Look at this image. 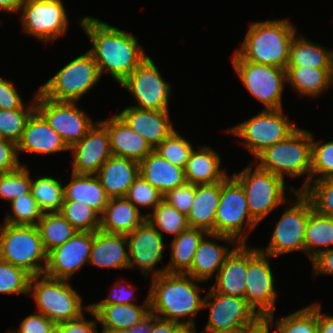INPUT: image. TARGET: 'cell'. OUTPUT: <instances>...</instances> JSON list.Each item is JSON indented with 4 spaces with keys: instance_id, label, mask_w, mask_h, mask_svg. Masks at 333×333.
Here are the masks:
<instances>
[{
    "instance_id": "cell-1",
    "label": "cell",
    "mask_w": 333,
    "mask_h": 333,
    "mask_svg": "<svg viewBox=\"0 0 333 333\" xmlns=\"http://www.w3.org/2000/svg\"><path fill=\"white\" fill-rule=\"evenodd\" d=\"M91 41L88 52L97 63L100 75L106 71L117 84H121L149 55L138 38L116 26L92 16L79 21Z\"/></svg>"
},
{
    "instance_id": "cell-2",
    "label": "cell",
    "mask_w": 333,
    "mask_h": 333,
    "mask_svg": "<svg viewBox=\"0 0 333 333\" xmlns=\"http://www.w3.org/2000/svg\"><path fill=\"white\" fill-rule=\"evenodd\" d=\"M200 282L181 273L154 276L148 291L150 312L180 325L195 324V316L203 310L205 299L200 295L204 290L200 288Z\"/></svg>"
},
{
    "instance_id": "cell-3",
    "label": "cell",
    "mask_w": 333,
    "mask_h": 333,
    "mask_svg": "<svg viewBox=\"0 0 333 333\" xmlns=\"http://www.w3.org/2000/svg\"><path fill=\"white\" fill-rule=\"evenodd\" d=\"M293 25L290 19L254 21L235 52L245 61L286 69L297 31Z\"/></svg>"
},
{
    "instance_id": "cell-4",
    "label": "cell",
    "mask_w": 333,
    "mask_h": 333,
    "mask_svg": "<svg viewBox=\"0 0 333 333\" xmlns=\"http://www.w3.org/2000/svg\"><path fill=\"white\" fill-rule=\"evenodd\" d=\"M311 153L312 133L298 127L286 139L261 152L253 163L284 181L286 176L294 179L306 175L300 189L297 188V192H302L311 181Z\"/></svg>"
},
{
    "instance_id": "cell-5",
    "label": "cell",
    "mask_w": 333,
    "mask_h": 333,
    "mask_svg": "<svg viewBox=\"0 0 333 333\" xmlns=\"http://www.w3.org/2000/svg\"><path fill=\"white\" fill-rule=\"evenodd\" d=\"M254 165L253 161H250L245 169L232 176L241 184L250 216L258 224L274 209L289 200L287 190L294 194L297 189L288 186L275 174Z\"/></svg>"
},
{
    "instance_id": "cell-6",
    "label": "cell",
    "mask_w": 333,
    "mask_h": 333,
    "mask_svg": "<svg viewBox=\"0 0 333 333\" xmlns=\"http://www.w3.org/2000/svg\"><path fill=\"white\" fill-rule=\"evenodd\" d=\"M78 293L68 280L54 279L44 274L30 278L29 295L34 298L38 313L54 324L79 318L90 308V304L86 307L82 305V296Z\"/></svg>"
},
{
    "instance_id": "cell-7",
    "label": "cell",
    "mask_w": 333,
    "mask_h": 333,
    "mask_svg": "<svg viewBox=\"0 0 333 333\" xmlns=\"http://www.w3.org/2000/svg\"><path fill=\"white\" fill-rule=\"evenodd\" d=\"M0 259L24 269L31 276L44 274L47 252L37 226H0Z\"/></svg>"
},
{
    "instance_id": "cell-8",
    "label": "cell",
    "mask_w": 333,
    "mask_h": 333,
    "mask_svg": "<svg viewBox=\"0 0 333 333\" xmlns=\"http://www.w3.org/2000/svg\"><path fill=\"white\" fill-rule=\"evenodd\" d=\"M101 78L97 63L87 51L64 65L38 90L51 100L78 102Z\"/></svg>"
},
{
    "instance_id": "cell-9",
    "label": "cell",
    "mask_w": 333,
    "mask_h": 333,
    "mask_svg": "<svg viewBox=\"0 0 333 333\" xmlns=\"http://www.w3.org/2000/svg\"><path fill=\"white\" fill-rule=\"evenodd\" d=\"M284 109L261 110L251 118L227 129L240 137L241 144L256 158L261 152L292 134L298 126L290 122Z\"/></svg>"
},
{
    "instance_id": "cell-10",
    "label": "cell",
    "mask_w": 333,
    "mask_h": 333,
    "mask_svg": "<svg viewBox=\"0 0 333 333\" xmlns=\"http://www.w3.org/2000/svg\"><path fill=\"white\" fill-rule=\"evenodd\" d=\"M257 225L250 216L246 195L241 184L233 176L228 175L221 181V195L214 221V234L231 237L238 244H247L249 231Z\"/></svg>"
},
{
    "instance_id": "cell-11",
    "label": "cell",
    "mask_w": 333,
    "mask_h": 333,
    "mask_svg": "<svg viewBox=\"0 0 333 333\" xmlns=\"http://www.w3.org/2000/svg\"><path fill=\"white\" fill-rule=\"evenodd\" d=\"M231 62L244 87L264 105L263 110L283 108V89L287 84L286 69L245 61L235 51Z\"/></svg>"
},
{
    "instance_id": "cell-12",
    "label": "cell",
    "mask_w": 333,
    "mask_h": 333,
    "mask_svg": "<svg viewBox=\"0 0 333 333\" xmlns=\"http://www.w3.org/2000/svg\"><path fill=\"white\" fill-rule=\"evenodd\" d=\"M295 200H289L293 206L286 208L276 222L270 243L264 249L259 250L272 257H278L282 254L300 251L304 252V238L307 220L310 212L313 210L310 200L302 193L295 192Z\"/></svg>"
},
{
    "instance_id": "cell-13",
    "label": "cell",
    "mask_w": 333,
    "mask_h": 333,
    "mask_svg": "<svg viewBox=\"0 0 333 333\" xmlns=\"http://www.w3.org/2000/svg\"><path fill=\"white\" fill-rule=\"evenodd\" d=\"M62 0H23L20 21L27 36L51 43L68 32L69 18Z\"/></svg>"
},
{
    "instance_id": "cell-14",
    "label": "cell",
    "mask_w": 333,
    "mask_h": 333,
    "mask_svg": "<svg viewBox=\"0 0 333 333\" xmlns=\"http://www.w3.org/2000/svg\"><path fill=\"white\" fill-rule=\"evenodd\" d=\"M77 104L78 102L51 100L39 90L36 92V110L69 148L79 142L98 122H93Z\"/></svg>"
},
{
    "instance_id": "cell-15",
    "label": "cell",
    "mask_w": 333,
    "mask_h": 333,
    "mask_svg": "<svg viewBox=\"0 0 333 333\" xmlns=\"http://www.w3.org/2000/svg\"><path fill=\"white\" fill-rule=\"evenodd\" d=\"M273 258L256 247L247 246L246 292L247 304L259 316L273 314L278 293L268 259Z\"/></svg>"
},
{
    "instance_id": "cell-16",
    "label": "cell",
    "mask_w": 333,
    "mask_h": 333,
    "mask_svg": "<svg viewBox=\"0 0 333 333\" xmlns=\"http://www.w3.org/2000/svg\"><path fill=\"white\" fill-rule=\"evenodd\" d=\"M119 85L134 97L136 105H131V107L146 110H169L172 87L164 80L150 56Z\"/></svg>"
},
{
    "instance_id": "cell-17",
    "label": "cell",
    "mask_w": 333,
    "mask_h": 333,
    "mask_svg": "<svg viewBox=\"0 0 333 333\" xmlns=\"http://www.w3.org/2000/svg\"><path fill=\"white\" fill-rule=\"evenodd\" d=\"M204 297L203 309H209V317L201 333L238 332L258 316L245 298L220 294L211 287Z\"/></svg>"
},
{
    "instance_id": "cell-18",
    "label": "cell",
    "mask_w": 333,
    "mask_h": 333,
    "mask_svg": "<svg viewBox=\"0 0 333 333\" xmlns=\"http://www.w3.org/2000/svg\"><path fill=\"white\" fill-rule=\"evenodd\" d=\"M128 241L129 269L138 267L143 276L149 278L166 273V267L157 269L162 261L166 245L162 236L154 226L145 219L131 233L126 234ZM155 267V268H154Z\"/></svg>"
},
{
    "instance_id": "cell-19",
    "label": "cell",
    "mask_w": 333,
    "mask_h": 333,
    "mask_svg": "<svg viewBox=\"0 0 333 333\" xmlns=\"http://www.w3.org/2000/svg\"><path fill=\"white\" fill-rule=\"evenodd\" d=\"M93 232H77L62 245L47 253L44 275L68 280L89 263Z\"/></svg>"
},
{
    "instance_id": "cell-20",
    "label": "cell",
    "mask_w": 333,
    "mask_h": 333,
    "mask_svg": "<svg viewBox=\"0 0 333 333\" xmlns=\"http://www.w3.org/2000/svg\"><path fill=\"white\" fill-rule=\"evenodd\" d=\"M72 173L95 175L112 156L107 129L98 121L91 130L70 148Z\"/></svg>"
},
{
    "instance_id": "cell-21",
    "label": "cell",
    "mask_w": 333,
    "mask_h": 333,
    "mask_svg": "<svg viewBox=\"0 0 333 333\" xmlns=\"http://www.w3.org/2000/svg\"><path fill=\"white\" fill-rule=\"evenodd\" d=\"M169 110H146L126 107L117 115L154 150L174 130Z\"/></svg>"
},
{
    "instance_id": "cell-22",
    "label": "cell",
    "mask_w": 333,
    "mask_h": 333,
    "mask_svg": "<svg viewBox=\"0 0 333 333\" xmlns=\"http://www.w3.org/2000/svg\"><path fill=\"white\" fill-rule=\"evenodd\" d=\"M224 241L232 246L238 243L231 237L208 233L199 243L194 254L191 268L185 273L196 280L207 282L218 271L225 262V259L233 251L229 245H221L217 241Z\"/></svg>"
},
{
    "instance_id": "cell-23",
    "label": "cell",
    "mask_w": 333,
    "mask_h": 333,
    "mask_svg": "<svg viewBox=\"0 0 333 333\" xmlns=\"http://www.w3.org/2000/svg\"><path fill=\"white\" fill-rule=\"evenodd\" d=\"M49 155L70 151L62 137L49 126L45 118L35 110L28 119L20 141L17 143V154L20 152Z\"/></svg>"
},
{
    "instance_id": "cell-24",
    "label": "cell",
    "mask_w": 333,
    "mask_h": 333,
    "mask_svg": "<svg viewBox=\"0 0 333 333\" xmlns=\"http://www.w3.org/2000/svg\"><path fill=\"white\" fill-rule=\"evenodd\" d=\"M107 269H129L128 241L125 234L93 232L89 263Z\"/></svg>"
},
{
    "instance_id": "cell-25",
    "label": "cell",
    "mask_w": 333,
    "mask_h": 333,
    "mask_svg": "<svg viewBox=\"0 0 333 333\" xmlns=\"http://www.w3.org/2000/svg\"><path fill=\"white\" fill-rule=\"evenodd\" d=\"M108 131L112 155H121L140 163L153 151L147 141L132 130L118 115L98 120Z\"/></svg>"
},
{
    "instance_id": "cell-26",
    "label": "cell",
    "mask_w": 333,
    "mask_h": 333,
    "mask_svg": "<svg viewBox=\"0 0 333 333\" xmlns=\"http://www.w3.org/2000/svg\"><path fill=\"white\" fill-rule=\"evenodd\" d=\"M95 175L109 198L125 197L139 176V163L125 156L112 155Z\"/></svg>"
},
{
    "instance_id": "cell-27",
    "label": "cell",
    "mask_w": 333,
    "mask_h": 333,
    "mask_svg": "<svg viewBox=\"0 0 333 333\" xmlns=\"http://www.w3.org/2000/svg\"><path fill=\"white\" fill-rule=\"evenodd\" d=\"M247 244H238L225 259L224 264L215 276V292L245 298L247 272Z\"/></svg>"
},
{
    "instance_id": "cell-28",
    "label": "cell",
    "mask_w": 333,
    "mask_h": 333,
    "mask_svg": "<svg viewBox=\"0 0 333 333\" xmlns=\"http://www.w3.org/2000/svg\"><path fill=\"white\" fill-rule=\"evenodd\" d=\"M139 174L163 196L186 183L184 168L173 165L155 150L139 163Z\"/></svg>"
},
{
    "instance_id": "cell-29",
    "label": "cell",
    "mask_w": 333,
    "mask_h": 333,
    "mask_svg": "<svg viewBox=\"0 0 333 333\" xmlns=\"http://www.w3.org/2000/svg\"><path fill=\"white\" fill-rule=\"evenodd\" d=\"M220 165L221 156L213 148L194 147L184 168L186 182L203 185L223 181L229 174Z\"/></svg>"
},
{
    "instance_id": "cell-30",
    "label": "cell",
    "mask_w": 333,
    "mask_h": 333,
    "mask_svg": "<svg viewBox=\"0 0 333 333\" xmlns=\"http://www.w3.org/2000/svg\"><path fill=\"white\" fill-rule=\"evenodd\" d=\"M95 311L99 324L103 329L125 332L150 313V300L147 295L145 302L139 304H90Z\"/></svg>"
},
{
    "instance_id": "cell-31",
    "label": "cell",
    "mask_w": 333,
    "mask_h": 333,
    "mask_svg": "<svg viewBox=\"0 0 333 333\" xmlns=\"http://www.w3.org/2000/svg\"><path fill=\"white\" fill-rule=\"evenodd\" d=\"M145 219L146 215L142 214L126 197L109 198L100 215V230L126 235Z\"/></svg>"
},
{
    "instance_id": "cell-32",
    "label": "cell",
    "mask_w": 333,
    "mask_h": 333,
    "mask_svg": "<svg viewBox=\"0 0 333 333\" xmlns=\"http://www.w3.org/2000/svg\"><path fill=\"white\" fill-rule=\"evenodd\" d=\"M221 195V181L195 185L192 208L187 215L189 227L214 234V221Z\"/></svg>"
},
{
    "instance_id": "cell-33",
    "label": "cell",
    "mask_w": 333,
    "mask_h": 333,
    "mask_svg": "<svg viewBox=\"0 0 333 333\" xmlns=\"http://www.w3.org/2000/svg\"><path fill=\"white\" fill-rule=\"evenodd\" d=\"M286 79L298 96L318 98L333 85V69L287 66Z\"/></svg>"
},
{
    "instance_id": "cell-34",
    "label": "cell",
    "mask_w": 333,
    "mask_h": 333,
    "mask_svg": "<svg viewBox=\"0 0 333 333\" xmlns=\"http://www.w3.org/2000/svg\"><path fill=\"white\" fill-rule=\"evenodd\" d=\"M71 180L64 185V200L82 202L102 214L109 197L96 175L71 174Z\"/></svg>"
},
{
    "instance_id": "cell-35",
    "label": "cell",
    "mask_w": 333,
    "mask_h": 333,
    "mask_svg": "<svg viewBox=\"0 0 333 333\" xmlns=\"http://www.w3.org/2000/svg\"><path fill=\"white\" fill-rule=\"evenodd\" d=\"M287 66L333 69V50L296 34L290 44Z\"/></svg>"
},
{
    "instance_id": "cell-36",
    "label": "cell",
    "mask_w": 333,
    "mask_h": 333,
    "mask_svg": "<svg viewBox=\"0 0 333 333\" xmlns=\"http://www.w3.org/2000/svg\"><path fill=\"white\" fill-rule=\"evenodd\" d=\"M208 233L198 228H187L173 237L170 248V262L165 266L167 273L185 274L192 265L199 243Z\"/></svg>"
},
{
    "instance_id": "cell-37",
    "label": "cell",
    "mask_w": 333,
    "mask_h": 333,
    "mask_svg": "<svg viewBox=\"0 0 333 333\" xmlns=\"http://www.w3.org/2000/svg\"><path fill=\"white\" fill-rule=\"evenodd\" d=\"M333 245V216L310 212L304 238V252L310 260Z\"/></svg>"
},
{
    "instance_id": "cell-38",
    "label": "cell",
    "mask_w": 333,
    "mask_h": 333,
    "mask_svg": "<svg viewBox=\"0 0 333 333\" xmlns=\"http://www.w3.org/2000/svg\"><path fill=\"white\" fill-rule=\"evenodd\" d=\"M37 228L47 253L65 243L78 232L60 212L43 213Z\"/></svg>"
},
{
    "instance_id": "cell-39",
    "label": "cell",
    "mask_w": 333,
    "mask_h": 333,
    "mask_svg": "<svg viewBox=\"0 0 333 333\" xmlns=\"http://www.w3.org/2000/svg\"><path fill=\"white\" fill-rule=\"evenodd\" d=\"M32 196L43 213L60 212L64 202V184L52 176L31 178Z\"/></svg>"
},
{
    "instance_id": "cell-40",
    "label": "cell",
    "mask_w": 333,
    "mask_h": 333,
    "mask_svg": "<svg viewBox=\"0 0 333 333\" xmlns=\"http://www.w3.org/2000/svg\"><path fill=\"white\" fill-rule=\"evenodd\" d=\"M274 324L275 333H318L317 301L298 309L274 323V313L267 315Z\"/></svg>"
},
{
    "instance_id": "cell-41",
    "label": "cell",
    "mask_w": 333,
    "mask_h": 333,
    "mask_svg": "<svg viewBox=\"0 0 333 333\" xmlns=\"http://www.w3.org/2000/svg\"><path fill=\"white\" fill-rule=\"evenodd\" d=\"M146 219L163 236V233L178 236L189 228L187 216L180 213L164 199L146 214Z\"/></svg>"
},
{
    "instance_id": "cell-42",
    "label": "cell",
    "mask_w": 333,
    "mask_h": 333,
    "mask_svg": "<svg viewBox=\"0 0 333 333\" xmlns=\"http://www.w3.org/2000/svg\"><path fill=\"white\" fill-rule=\"evenodd\" d=\"M60 213L78 232L100 230V214L82 202L64 200Z\"/></svg>"
},
{
    "instance_id": "cell-43",
    "label": "cell",
    "mask_w": 333,
    "mask_h": 333,
    "mask_svg": "<svg viewBox=\"0 0 333 333\" xmlns=\"http://www.w3.org/2000/svg\"><path fill=\"white\" fill-rule=\"evenodd\" d=\"M11 213L6 212L3 223L10 225L37 226L43 212L38 207L37 201L28 193L12 200Z\"/></svg>"
},
{
    "instance_id": "cell-44",
    "label": "cell",
    "mask_w": 333,
    "mask_h": 333,
    "mask_svg": "<svg viewBox=\"0 0 333 333\" xmlns=\"http://www.w3.org/2000/svg\"><path fill=\"white\" fill-rule=\"evenodd\" d=\"M31 178L28 166L20 165L16 170L0 173V199L12 200L30 193Z\"/></svg>"
},
{
    "instance_id": "cell-45",
    "label": "cell",
    "mask_w": 333,
    "mask_h": 333,
    "mask_svg": "<svg viewBox=\"0 0 333 333\" xmlns=\"http://www.w3.org/2000/svg\"><path fill=\"white\" fill-rule=\"evenodd\" d=\"M193 145L175 129L154 150L173 165L185 168Z\"/></svg>"
},
{
    "instance_id": "cell-46",
    "label": "cell",
    "mask_w": 333,
    "mask_h": 333,
    "mask_svg": "<svg viewBox=\"0 0 333 333\" xmlns=\"http://www.w3.org/2000/svg\"><path fill=\"white\" fill-rule=\"evenodd\" d=\"M313 138L312 133L311 181L333 178V140Z\"/></svg>"
},
{
    "instance_id": "cell-47",
    "label": "cell",
    "mask_w": 333,
    "mask_h": 333,
    "mask_svg": "<svg viewBox=\"0 0 333 333\" xmlns=\"http://www.w3.org/2000/svg\"><path fill=\"white\" fill-rule=\"evenodd\" d=\"M30 278L24 269L0 259V294H29Z\"/></svg>"
},
{
    "instance_id": "cell-48",
    "label": "cell",
    "mask_w": 333,
    "mask_h": 333,
    "mask_svg": "<svg viewBox=\"0 0 333 333\" xmlns=\"http://www.w3.org/2000/svg\"><path fill=\"white\" fill-rule=\"evenodd\" d=\"M36 109H0V138L20 141L28 119Z\"/></svg>"
},
{
    "instance_id": "cell-49",
    "label": "cell",
    "mask_w": 333,
    "mask_h": 333,
    "mask_svg": "<svg viewBox=\"0 0 333 333\" xmlns=\"http://www.w3.org/2000/svg\"><path fill=\"white\" fill-rule=\"evenodd\" d=\"M302 193L317 213L333 216V178L310 181Z\"/></svg>"
},
{
    "instance_id": "cell-50",
    "label": "cell",
    "mask_w": 333,
    "mask_h": 333,
    "mask_svg": "<svg viewBox=\"0 0 333 333\" xmlns=\"http://www.w3.org/2000/svg\"><path fill=\"white\" fill-rule=\"evenodd\" d=\"M138 210L150 208L151 211L163 200V195L148 183L140 174L129 187L125 196Z\"/></svg>"
},
{
    "instance_id": "cell-51",
    "label": "cell",
    "mask_w": 333,
    "mask_h": 333,
    "mask_svg": "<svg viewBox=\"0 0 333 333\" xmlns=\"http://www.w3.org/2000/svg\"><path fill=\"white\" fill-rule=\"evenodd\" d=\"M0 109H36V93L30 103L24 104L13 81L0 77Z\"/></svg>"
},
{
    "instance_id": "cell-52",
    "label": "cell",
    "mask_w": 333,
    "mask_h": 333,
    "mask_svg": "<svg viewBox=\"0 0 333 333\" xmlns=\"http://www.w3.org/2000/svg\"><path fill=\"white\" fill-rule=\"evenodd\" d=\"M195 196V185L185 183L163 196V199L175 207L180 213L188 215Z\"/></svg>"
},
{
    "instance_id": "cell-53",
    "label": "cell",
    "mask_w": 333,
    "mask_h": 333,
    "mask_svg": "<svg viewBox=\"0 0 333 333\" xmlns=\"http://www.w3.org/2000/svg\"><path fill=\"white\" fill-rule=\"evenodd\" d=\"M136 289V286L126 280L117 281L107 297L92 304H135L133 300L136 298Z\"/></svg>"
},
{
    "instance_id": "cell-54",
    "label": "cell",
    "mask_w": 333,
    "mask_h": 333,
    "mask_svg": "<svg viewBox=\"0 0 333 333\" xmlns=\"http://www.w3.org/2000/svg\"><path fill=\"white\" fill-rule=\"evenodd\" d=\"M88 313L92 315V320L85 319L83 313L79 318L61 323V333H97V315L91 307L87 310Z\"/></svg>"
},
{
    "instance_id": "cell-55",
    "label": "cell",
    "mask_w": 333,
    "mask_h": 333,
    "mask_svg": "<svg viewBox=\"0 0 333 333\" xmlns=\"http://www.w3.org/2000/svg\"><path fill=\"white\" fill-rule=\"evenodd\" d=\"M55 324L40 313H33L25 317L19 329H10L13 333H48Z\"/></svg>"
},
{
    "instance_id": "cell-56",
    "label": "cell",
    "mask_w": 333,
    "mask_h": 333,
    "mask_svg": "<svg viewBox=\"0 0 333 333\" xmlns=\"http://www.w3.org/2000/svg\"><path fill=\"white\" fill-rule=\"evenodd\" d=\"M21 161L17 154V145L9 140L0 139V173L16 170Z\"/></svg>"
},
{
    "instance_id": "cell-57",
    "label": "cell",
    "mask_w": 333,
    "mask_h": 333,
    "mask_svg": "<svg viewBox=\"0 0 333 333\" xmlns=\"http://www.w3.org/2000/svg\"><path fill=\"white\" fill-rule=\"evenodd\" d=\"M314 276L332 275L333 276V248L322 251L311 260Z\"/></svg>"
},
{
    "instance_id": "cell-58",
    "label": "cell",
    "mask_w": 333,
    "mask_h": 333,
    "mask_svg": "<svg viewBox=\"0 0 333 333\" xmlns=\"http://www.w3.org/2000/svg\"><path fill=\"white\" fill-rule=\"evenodd\" d=\"M273 326V321L268 316L258 315L251 323L245 325L240 333H270Z\"/></svg>"
},
{
    "instance_id": "cell-59",
    "label": "cell",
    "mask_w": 333,
    "mask_h": 333,
    "mask_svg": "<svg viewBox=\"0 0 333 333\" xmlns=\"http://www.w3.org/2000/svg\"><path fill=\"white\" fill-rule=\"evenodd\" d=\"M180 324L169 320L161 319L151 313L150 333H174Z\"/></svg>"
},
{
    "instance_id": "cell-60",
    "label": "cell",
    "mask_w": 333,
    "mask_h": 333,
    "mask_svg": "<svg viewBox=\"0 0 333 333\" xmlns=\"http://www.w3.org/2000/svg\"><path fill=\"white\" fill-rule=\"evenodd\" d=\"M321 304L317 303L318 333H333V315L321 313Z\"/></svg>"
},
{
    "instance_id": "cell-61",
    "label": "cell",
    "mask_w": 333,
    "mask_h": 333,
    "mask_svg": "<svg viewBox=\"0 0 333 333\" xmlns=\"http://www.w3.org/2000/svg\"><path fill=\"white\" fill-rule=\"evenodd\" d=\"M151 330V312L136 325L127 329L124 333H150Z\"/></svg>"
},
{
    "instance_id": "cell-62",
    "label": "cell",
    "mask_w": 333,
    "mask_h": 333,
    "mask_svg": "<svg viewBox=\"0 0 333 333\" xmlns=\"http://www.w3.org/2000/svg\"><path fill=\"white\" fill-rule=\"evenodd\" d=\"M23 0H0V11L12 14L20 10Z\"/></svg>"
},
{
    "instance_id": "cell-63",
    "label": "cell",
    "mask_w": 333,
    "mask_h": 333,
    "mask_svg": "<svg viewBox=\"0 0 333 333\" xmlns=\"http://www.w3.org/2000/svg\"><path fill=\"white\" fill-rule=\"evenodd\" d=\"M196 324L180 325L174 333H196Z\"/></svg>"
},
{
    "instance_id": "cell-64",
    "label": "cell",
    "mask_w": 333,
    "mask_h": 333,
    "mask_svg": "<svg viewBox=\"0 0 333 333\" xmlns=\"http://www.w3.org/2000/svg\"><path fill=\"white\" fill-rule=\"evenodd\" d=\"M48 333H61V323L55 324Z\"/></svg>"
},
{
    "instance_id": "cell-65",
    "label": "cell",
    "mask_w": 333,
    "mask_h": 333,
    "mask_svg": "<svg viewBox=\"0 0 333 333\" xmlns=\"http://www.w3.org/2000/svg\"><path fill=\"white\" fill-rule=\"evenodd\" d=\"M97 333H99L98 330H97ZM100 333H124V332L111 331V330H108V329H103V330H101Z\"/></svg>"
}]
</instances>
